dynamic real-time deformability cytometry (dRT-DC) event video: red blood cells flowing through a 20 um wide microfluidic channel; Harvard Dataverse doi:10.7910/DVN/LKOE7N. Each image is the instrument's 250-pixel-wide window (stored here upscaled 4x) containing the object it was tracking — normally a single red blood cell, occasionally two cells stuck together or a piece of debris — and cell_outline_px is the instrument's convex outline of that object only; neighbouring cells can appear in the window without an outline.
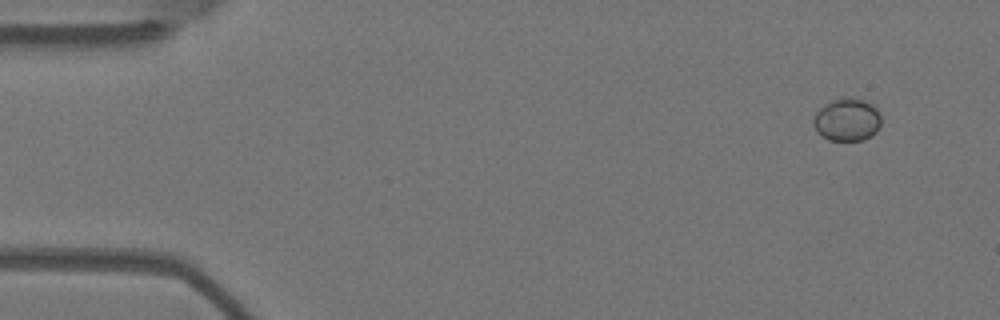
{"species": "Egyptian fruit bat (a non-hibernating species)", "species_latin": "Rousettus aegyptiacus", "temperature_condition": "warm", "stored_images_in_passage": 5, "camera_frame_rate_fps": 3000, "um_per_image_px": 0.085, "animal": {"sex": "female"}, "frame": {"image": 1, "passage_image": 1, "time_ms": 0.0, "image_size_px": [1000, 320], "cell_outline_px": [[880, 124], [876, 132], [872, 136], [864, 140], [828, 140], [816, 132], [812, 124], [812, 120], [816, 112], [824, 104], [832, 100], [848, 96], [864, 100], [872, 104], [880, 112]], "centroid_in_image_um": [71.98, 10.17], "position_along_channel_um": 13.0, "area_um2": 17.17}}
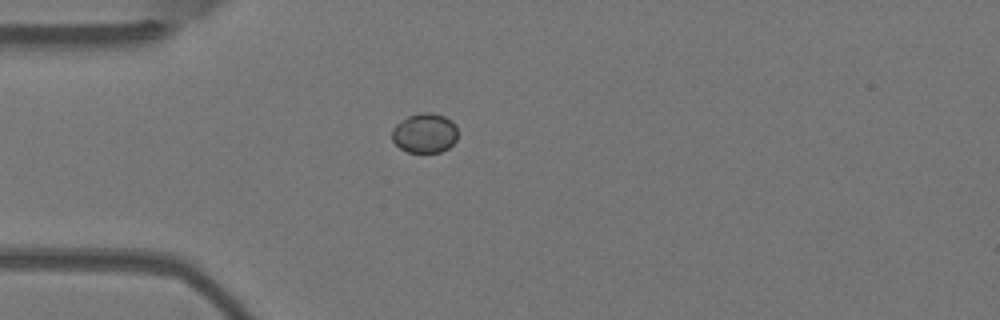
{"frame": {"image": 2, "passage_image": 4, "time_ms": 1.0, "image_size_px": [1000, 320], "cell_outline_px": [[456, 140], [448, 148], [440, 152], [408, 152], [400, 148], [392, 140], [392, 128], [396, 124], [408, 116], [424, 112], [432, 112], [444, 116], [452, 120], [456, 124]], "centroid_in_image_um": [36.1, 11.3], "position_along_channel_um": 48.9, "area_um2": 15.2}}